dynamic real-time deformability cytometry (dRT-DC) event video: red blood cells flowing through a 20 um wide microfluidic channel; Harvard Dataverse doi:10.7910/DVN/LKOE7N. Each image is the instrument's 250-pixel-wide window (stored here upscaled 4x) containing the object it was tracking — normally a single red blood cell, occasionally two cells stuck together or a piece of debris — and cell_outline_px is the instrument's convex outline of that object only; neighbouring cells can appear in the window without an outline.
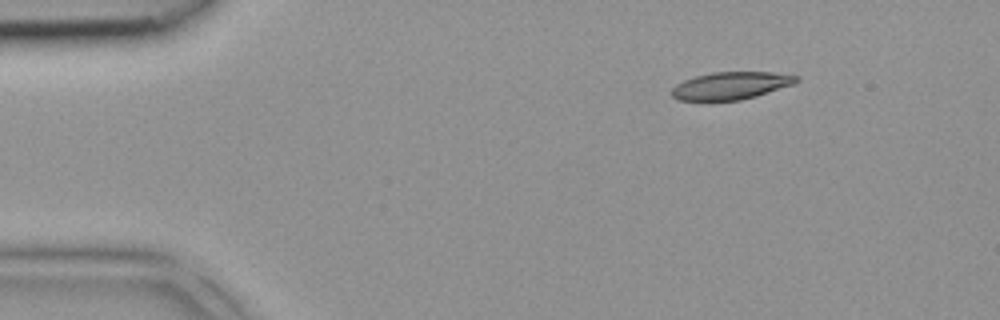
{"species": "common noctule bat (a hibernating species)", "species_latin": "Nyctalus noctula", "temperature_condition": "room temperature", "stored_images_in_passage": 4, "camera_frame_rate_fps": 3000, "um_per_image_px": 0.085, "animal": {"sex": "female", "body_mass_g": 18.4}, "frame": {"image": 1, "passage_image": 1, "time_ms": 0.0, "image_size_px": [1000, 320], "cell_outline_px": [[800, 80], [792, 84], [756, 96], [740, 100], [680, 100], [672, 96], [672, 88], [676, 84], [684, 80], [696, 76], [712, 72], [772, 72], [800, 76]], "centroid_in_image_um": [62.13, 7.27], "position_along_channel_um": 22.9, "area_um2": 19.77}}